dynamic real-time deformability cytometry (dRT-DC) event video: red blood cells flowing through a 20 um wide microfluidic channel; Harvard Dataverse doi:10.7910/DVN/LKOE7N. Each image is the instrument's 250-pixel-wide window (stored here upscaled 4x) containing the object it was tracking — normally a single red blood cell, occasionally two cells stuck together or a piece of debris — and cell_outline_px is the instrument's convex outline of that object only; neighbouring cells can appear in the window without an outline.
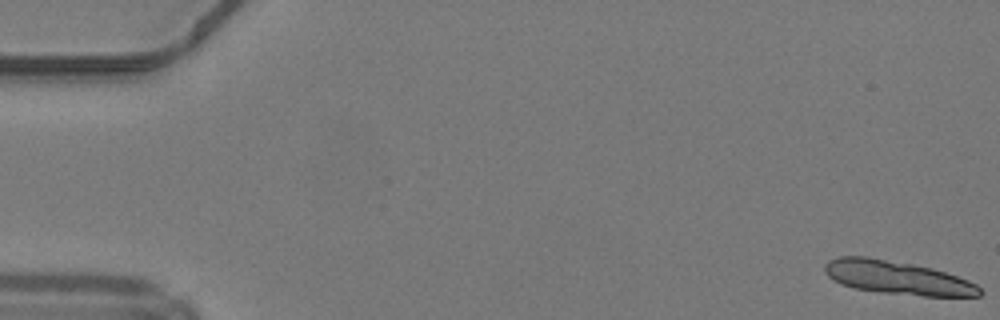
{"species": "common noctule bat (a hibernating species)", "species_latin": "Nyctalus noctula", "temperature_condition": "warm", "stored_images_in_passage": 51, "segment_of_instrument_passage": [1, 2], "camera_frame_rate_fps": 3000, "um_per_image_px": 0.085, "animal": {"sex": "male", "body_mass_g": 19.2, "forearm_length_mm": 51.8}, "frame": {"image": 1, "passage_image": 1, "time_ms": 0.0, "image_size_px": [1000, 320], "cell_outline_px": [[984, 292], [980, 296], [924, 296], [880, 292], [852, 288], [840, 284], [832, 280], [824, 272], [824, 264], [828, 260], [840, 256], [864, 256], [912, 264], [932, 268], [968, 280], [976, 284]], "centroid_in_image_um": [76.24, 23.6], "position_along_channel_um": 8.8, "area_um2": 30.29}}